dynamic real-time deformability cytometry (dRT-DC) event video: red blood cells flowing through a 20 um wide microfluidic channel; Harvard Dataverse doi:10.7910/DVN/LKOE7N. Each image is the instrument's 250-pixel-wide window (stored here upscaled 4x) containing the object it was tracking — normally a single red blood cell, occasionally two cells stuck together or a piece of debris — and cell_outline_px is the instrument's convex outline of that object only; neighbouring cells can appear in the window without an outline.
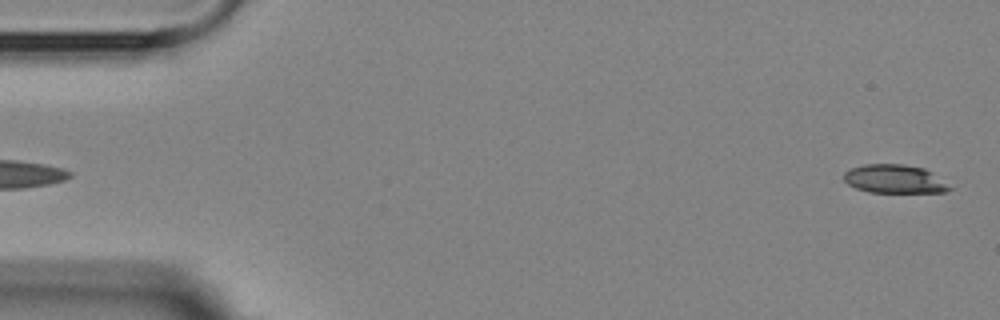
{"species": "Egyptian fruit bat (a non-hibernating species)", "species_latin": "Rousettus aegyptiacus", "temperature_condition": "room temperature", "stored_images_in_passage": 6, "segment_of_instrument_passage": [2, 2], "camera_frame_rate_fps": 3000, "um_per_image_px": 0.085, "animal": {"sex": "female"}, "frame": {"image": 1, "passage_image": 6, "time_ms": 6.667, "image_size_px": [1000, 320], "cell_outline_px": [[956, 188], [944, 192], [868, 192], [856, 188], [848, 184], [844, 180], [844, 172], [852, 168], [864, 164], [904, 164], [924, 168], [932, 172]], "centroid_in_image_um": [76.09, 15.21], "position_along_channel_um": 8.9, "area_um2": 17.74}}